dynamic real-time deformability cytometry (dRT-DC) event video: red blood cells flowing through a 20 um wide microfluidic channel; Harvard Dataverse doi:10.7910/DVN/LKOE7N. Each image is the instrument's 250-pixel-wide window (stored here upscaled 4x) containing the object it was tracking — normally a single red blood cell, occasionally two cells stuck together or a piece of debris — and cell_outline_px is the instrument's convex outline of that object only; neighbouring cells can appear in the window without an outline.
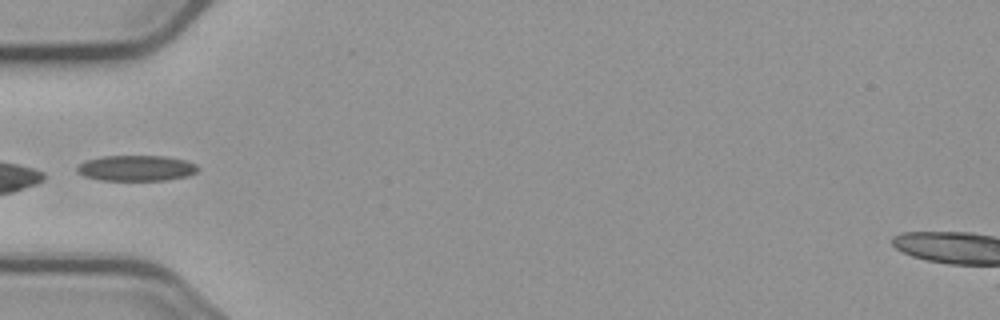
{"species": "common noctule bat (a hibernating species)", "species_latin": "Nyctalus noctula", "temperature_condition": "cold", "stored_images_in_passage": 5, "camera_frame_rate_fps": 3000, "um_per_image_px": 0.085, "animal": {"sex": "male", "body_mass_g": 23.1, "forearm_length_mm": 52.7}, "frame": {"image": 1, "passage_image": 5, "time_ms": 5.333, "image_size_px": [1000, 320], "cell_outline_px": [[200, 168], [196, 172], [188, 176], [164, 180], [100, 180], [84, 176], [76, 172], [76, 168], [84, 160], [100, 156], [164, 156], [184, 160], [196, 164]], "centroid_in_image_um": [11.56, 14.29], "position_along_channel_um": 73.4, "area_um2": 18.15}}